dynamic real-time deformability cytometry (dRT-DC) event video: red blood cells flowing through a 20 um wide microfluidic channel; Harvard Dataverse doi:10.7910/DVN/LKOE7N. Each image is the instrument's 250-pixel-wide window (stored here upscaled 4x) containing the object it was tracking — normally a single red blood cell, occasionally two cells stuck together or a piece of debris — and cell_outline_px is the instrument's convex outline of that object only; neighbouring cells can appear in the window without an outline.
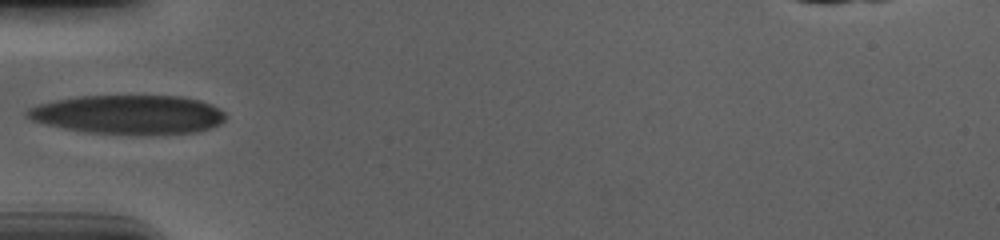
{"species": "human", "species_latin": "Homo sapiens", "temperature_condition": "cold", "stored_images_in_passage": 35, "camera_frame_rate_fps": 3000, "um_per_image_px": 0.085, "donor": {"sex": "male"}, "frame": {"image": 1, "passage_image": 1, "time_ms": 0.0, "image_size_px": [1000, 240], "cell_outline_px": [[224, 120], [220, 124], [196, 132], [164, 136], [132, 136], [84, 132], [44, 124], [32, 120], [24, 116], [24, 112], [28, 108], [40, 104], [56, 100], [80, 96], [180, 96], [200, 100], [212, 104], [224, 112]], "centroid_in_image_um": [10.93, 9.77], "position_along_channel_um": 74.1, "area_um2": 46.12}}
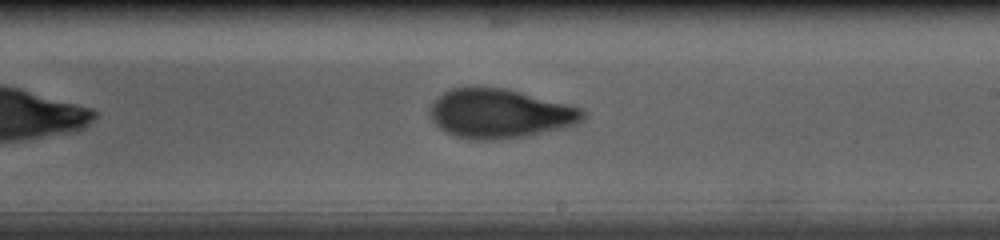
{"frame": {"image": 2, "passage_image": 15, "time_ms": 4.667, "image_size_px": [1000, 240], "cell_outline_px": [[588, 116], [576, 124], [560, 128], [524, 136], [492, 140], [468, 140], [456, 136], [440, 128], [432, 120], [428, 112], [428, 108], [444, 92], [452, 88], [504, 88], [584, 108], [588, 112]], "centroid_in_image_um": [42.51, 9.66], "position_along_channel_um": 246.5, "area_um2": 43.58}}
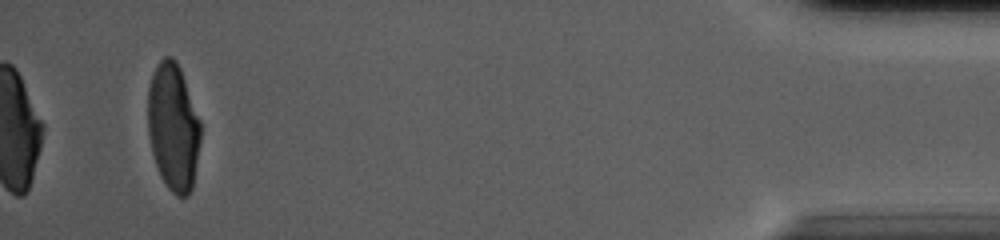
{"frame": {"image": 3, "passage_image": 35, "time_ms": 11.333, "image_size_px": [1000, 240], "cell_outline_px": [[200, 140], [192, 188], [188, 196], [176, 196], [168, 188], [160, 176], [152, 152], [148, 136], [148, 88], [152, 76], [160, 60], [164, 56], [172, 56], [176, 60], [180, 68], [200, 120]], "centroid_in_image_um": [14.72, 10.8], "position_along_channel_um": 420.5, "area_um2": 38.96}, "authors_computed_cell_mechanics": {"area_um2": 43.4078, "velocity_mm_per_s": 3.6922, "shape_relaxation_time_tau1_ms": 5.4631, "shape_relaxation_time_tau2_ms": 1.4661, "deformation_change_tau1": 0.2002, "deformation_change_tau2": 0.0737}}